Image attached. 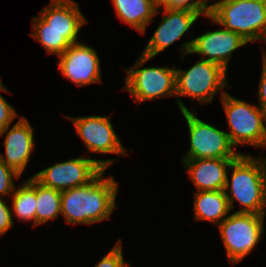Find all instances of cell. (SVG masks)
Masks as SVG:
<instances>
[{
	"label": "cell",
	"instance_id": "cell-14",
	"mask_svg": "<svg viewBox=\"0 0 266 267\" xmlns=\"http://www.w3.org/2000/svg\"><path fill=\"white\" fill-rule=\"evenodd\" d=\"M9 127L0 132L1 138L8 131L3 143L5 155L0 154V159L21 176L35 147L34 128L25 117H21L10 130Z\"/></svg>",
	"mask_w": 266,
	"mask_h": 267
},
{
	"label": "cell",
	"instance_id": "cell-5",
	"mask_svg": "<svg viewBox=\"0 0 266 267\" xmlns=\"http://www.w3.org/2000/svg\"><path fill=\"white\" fill-rule=\"evenodd\" d=\"M175 72L177 103L181 112L188 109L179 99L180 96L191 97L205 105L212 102L219 90L228 86L227 71L211 61L201 59L187 71L175 69Z\"/></svg>",
	"mask_w": 266,
	"mask_h": 267
},
{
	"label": "cell",
	"instance_id": "cell-15",
	"mask_svg": "<svg viewBox=\"0 0 266 267\" xmlns=\"http://www.w3.org/2000/svg\"><path fill=\"white\" fill-rule=\"evenodd\" d=\"M88 23L74 0H51L37 17L32 30L80 31Z\"/></svg>",
	"mask_w": 266,
	"mask_h": 267
},
{
	"label": "cell",
	"instance_id": "cell-22",
	"mask_svg": "<svg viewBox=\"0 0 266 267\" xmlns=\"http://www.w3.org/2000/svg\"><path fill=\"white\" fill-rule=\"evenodd\" d=\"M158 7L169 9H186L191 11H201L204 16L208 15L211 9L210 0H155Z\"/></svg>",
	"mask_w": 266,
	"mask_h": 267
},
{
	"label": "cell",
	"instance_id": "cell-17",
	"mask_svg": "<svg viewBox=\"0 0 266 267\" xmlns=\"http://www.w3.org/2000/svg\"><path fill=\"white\" fill-rule=\"evenodd\" d=\"M118 18L144 34L160 10L155 0H112Z\"/></svg>",
	"mask_w": 266,
	"mask_h": 267
},
{
	"label": "cell",
	"instance_id": "cell-13",
	"mask_svg": "<svg viewBox=\"0 0 266 267\" xmlns=\"http://www.w3.org/2000/svg\"><path fill=\"white\" fill-rule=\"evenodd\" d=\"M164 14L165 16L161 23L143 50V55L151 58L158 55V53L180 39L189 31L195 21L201 15H204L201 11L169 8H164Z\"/></svg>",
	"mask_w": 266,
	"mask_h": 267
},
{
	"label": "cell",
	"instance_id": "cell-11",
	"mask_svg": "<svg viewBox=\"0 0 266 267\" xmlns=\"http://www.w3.org/2000/svg\"><path fill=\"white\" fill-rule=\"evenodd\" d=\"M87 147L88 153L126 155L110 121V116L68 117Z\"/></svg>",
	"mask_w": 266,
	"mask_h": 267
},
{
	"label": "cell",
	"instance_id": "cell-28",
	"mask_svg": "<svg viewBox=\"0 0 266 267\" xmlns=\"http://www.w3.org/2000/svg\"><path fill=\"white\" fill-rule=\"evenodd\" d=\"M266 42V38L263 39ZM263 62L266 64V52L263 50Z\"/></svg>",
	"mask_w": 266,
	"mask_h": 267
},
{
	"label": "cell",
	"instance_id": "cell-8",
	"mask_svg": "<svg viewBox=\"0 0 266 267\" xmlns=\"http://www.w3.org/2000/svg\"><path fill=\"white\" fill-rule=\"evenodd\" d=\"M181 113L186 119L190 140L189 151L182 159H236L241 154L234 150L227 132L200 120L195 112Z\"/></svg>",
	"mask_w": 266,
	"mask_h": 267
},
{
	"label": "cell",
	"instance_id": "cell-16",
	"mask_svg": "<svg viewBox=\"0 0 266 267\" xmlns=\"http://www.w3.org/2000/svg\"><path fill=\"white\" fill-rule=\"evenodd\" d=\"M234 159H181L198 191L224 190L227 167Z\"/></svg>",
	"mask_w": 266,
	"mask_h": 267
},
{
	"label": "cell",
	"instance_id": "cell-24",
	"mask_svg": "<svg viewBox=\"0 0 266 267\" xmlns=\"http://www.w3.org/2000/svg\"><path fill=\"white\" fill-rule=\"evenodd\" d=\"M121 238L116 242L114 247L104 255L103 258L95 265V267H127L131 266L125 263L123 258V250L121 246Z\"/></svg>",
	"mask_w": 266,
	"mask_h": 267
},
{
	"label": "cell",
	"instance_id": "cell-7",
	"mask_svg": "<svg viewBox=\"0 0 266 267\" xmlns=\"http://www.w3.org/2000/svg\"><path fill=\"white\" fill-rule=\"evenodd\" d=\"M151 57L141 54L131 69L126 70L125 89L134 101L154 100L160 97H176V72L169 67L140 68Z\"/></svg>",
	"mask_w": 266,
	"mask_h": 267
},
{
	"label": "cell",
	"instance_id": "cell-3",
	"mask_svg": "<svg viewBox=\"0 0 266 267\" xmlns=\"http://www.w3.org/2000/svg\"><path fill=\"white\" fill-rule=\"evenodd\" d=\"M206 17L237 33L248 43L263 41L266 38V3L252 0H221L211 4Z\"/></svg>",
	"mask_w": 266,
	"mask_h": 267
},
{
	"label": "cell",
	"instance_id": "cell-2",
	"mask_svg": "<svg viewBox=\"0 0 266 267\" xmlns=\"http://www.w3.org/2000/svg\"><path fill=\"white\" fill-rule=\"evenodd\" d=\"M228 168L231 170V180L227 173L224 192L230 210L234 208L235 199L244 207L236 213L265 215L266 158H255L241 153ZM228 189L230 192H227Z\"/></svg>",
	"mask_w": 266,
	"mask_h": 267
},
{
	"label": "cell",
	"instance_id": "cell-6",
	"mask_svg": "<svg viewBox=\"0 0 266 267\" xmlns=\"http://www.w3.org/2000/svg\"><path fill=\"white\" fill-rule=\"evenodd\" d=\"M264 217L265 215L234 212L218 225L228 260L233 265L242 261L261 241L264 235Z\"/></svg>",
	"mask_w": 266,
	"mask_h": 267
},
{
	"label": "cell",
	"instance_id": "cell-29",
	"mask_svg": "<svg viewBox=\"0 0 266 267\" xmlns=\"http://www.w3.org/2000/svg\"><path fill=\"white\" fill-rule=\"evenodd\" d=\"M252 1H257V2H261V3H266V0H252Z\"/></svg>",
	"mask_w": 266,
	"mask_h": 267
},
{
	"label": "cell",
	"instance_id": "cell-21",
	"mask_svg": "<svg viewBox=\"0 0 266 267\" xmlns=\"http://www.w3.org/2000/svg\"><path fill=\"white\" fill-rule=\"evenodd\" d=\"M79 31L32 30L30 33L48 54L60 56L71 44L78 43Z\"/></svg>",
	"mask_w": 266,
	"mask_h": 267
},
{
	"label": "cell",
	"instance_id": "cell-23",
	"mask_svg": "<svg viewBox=\"0 0 266 267\" xmlns=\"http://www.w3.org/2000/svg\"><path fill=\"white\" fill-rule=\"evenodd\" d=\"M13 178L19 179L20 175L0 159V198L13 194L15 188Z\"/></svg>",
	"mask_w": 266,
	"mask_h": 267
},
{
	"label": "cell",
	"instance_id": "cell-26",
	"mask_svg": "<svg viewBox=\"0 0 266 267\" xmlns=\"http://www.w3.org/2000/svg\"><path fill=\"white\" fill-rule=\"evenodd\" d=\"M10 207L0 198V236L13 227L14 221L12 218Z\"/></svg>",
	"mask_w": 266,
	"mask_h": 267
},
{
	"label": "cell",
	"instance_id": "cell-1",
	"mask_svg": "<svg viewBox=\"0 0 266 267\" xmlns=\"http://www.w3.org/2000/svg\"><path fill=\"white\" fill-rule=\"evenodd\" d=\"M105 171L86 185L61 191V215L67 223L90 225L110 218L118 183L113 176L104 178Z\"/></svg>",
	"mask_w": 266,
	"mask_h": 267
},
{
	"label": "cell",
	"instance_id": "cell-10",
	"mask_svg": "<svg viewBox=\"0 0 266 267\" xmlns=\"http://www.w3.org/2000/svg\"><path fill=\"white\" fill-rule=\"evenodd\" d=\"M247 43L240 35L223 27L207 31L197 38L182 43L181 56L198 53L203 56L202 60L217 63L227 70L232 53Z\"/></svg>",
	"mask_w": 266,
	"mask_h": 267
},
{
	"label": "cell",
	"instance_id": "cell-27",
	"mask_svg": "<svg viewBox=\"0 0 266 267\" xmlns=\"http://www.w3.org/2000/svg\"><path fill=\"white\" fill-rule=\"evenodd\" d=\"M258 101L259 105L258 106L266 115V64L263 62L262 65V73H261V78H260V83H259V88H258Z\"/></svg>",
	"mask_w": 266,
	"mask_h": 267
},
{
	"label": "cell",
	"instance_id": "cell-4",
	"mask_svg": "<svg viewBox=\"0 0 266 267\" xmlns=\"http://www.w3.org/2000/svg\"><path fill=\"white\" fill-rule=\"evenodd\" d=\"M220 97L230 128L227 134L234 148L240 144L266 147L265 113L257 105L239 100L225 91Z\"/></svg>",
	"mask_w": 266,
	"mask_h": 267
},
{
	"label": "cell",
	"instance_id": "cell-12",
	"mask_svg": "<svg viewBox=\"0 0 266 267\" xmlns=\"http://www.w3.org/2000/svg\"><path fill=\"white\" fill-rule=\"evenodd\" d=\"M59 57L62 75L78 86L101 82L100 59L96 51L83 43L71 44Z\"/></svg>",
	"mask_w": 266,
	"mask_h": 267
},
{
	"label": "cell",
	"instance_id": "cell-19",
	"mask_svg": "<svg viewBox=\"0 0 266 267\" xmlns=\"http://www.w3.org/2000/svg\"><path fill=\"white\" fill-rule=\"evenodd\" d=\"M14 188L12 194V214L23 222L33 221L36 226V179L32 176Z\"/></svg>",
	"mask_w": 266,
	"mask_h": 267
},
{
	"label": "cell",
	"instance_id": "cell-30",
	"mask_svg": "<svg viewBox=\"0 0 266 267\" xmlns=\"http://www.w3.org/2000/svg\"><path fill=\"white\" fill-rule=\"evenodd\" d=\"M4 85L2 84L1 80H0V89L3 87Z\"/></svg>",
	"mask_w": 266,
	"mask_h": 267
},
{
	"label": "cell",
	"instance_id": "cell-18",
	"mask_svg": "<svg viewBox=\"0 0 266 267\" xmlns=\"http://www.w3.org/2000/svg\"><path fill=\"white\" fill-rule=\"evenodd\" d=\"M194 220L220 224L231 212L224 190L196 191L194 194Z\"/></svg>",
	"mask_w": 266,
	"mask_h": 267
},
{
	"label": "cell",
	"instance_id": "cell-9",
	"mask_svg": "<svg viewBox=\"0 0 266 267\" xmlns=\"http://www.w3.org/2000/svg\"><path fill=\"white\" fill-rule=\"evenodd\" d=\"M114 161L115 159L72 158L43 169L33 177L43 186L63 191L88 184Z\"/></svg>",
	"mask_w": 266,
	"mask_h": 267
},
{
	"label": "cell",
	"instance_id": "cell-25",
	"mask_svg": "<svg viewBox=\"0 0 266 267\" xmlns=\"http://www.w3.org/2000/svg\"><path fill=\"white\" fill-rule=\"evenodd\" d=\"M0 91L7 92L8 89L3 86ZM17 116L15 109L0 94V132L10 126Z\"/></svg>",
	"mask_w": 266,
	"mask_h": 267
},
{
	"label": "cell",
	"instance_id": "cell-20",
	"mask_svg": "<svg viewBox=\"0 0 266 267\" xmlns=\"http://www.w3.org/2000/svg\"><path fill=\"white\" fill-rule=\"evenodd\" d=\"M36 226L48 223L61 214V191L43 186L36 180Z\"/></svg>",
	"mask_w": 266,
	"mask_h": 267
}]
</instances>
